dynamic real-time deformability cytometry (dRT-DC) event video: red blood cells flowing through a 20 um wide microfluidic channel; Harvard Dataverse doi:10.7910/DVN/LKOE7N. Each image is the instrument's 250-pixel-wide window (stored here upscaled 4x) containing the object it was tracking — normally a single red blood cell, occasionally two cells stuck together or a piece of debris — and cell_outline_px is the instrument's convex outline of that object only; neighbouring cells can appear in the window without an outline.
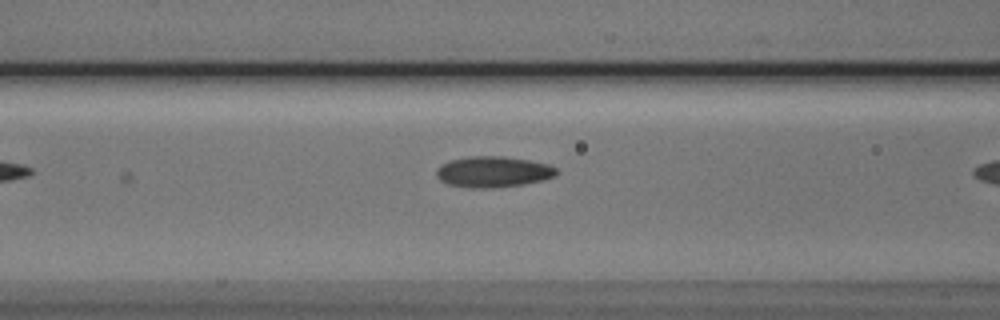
{"species": "Egyptian fruit bat (a non-hibernating species)", "species_latin": "Rousettus aegyptiacus", "temperature_condition": "cold", "stored_images_in_passage": 7, "camera_frame_rate_fps": 3000, "um_per_image_px": 0.085, "animal": {"sex": "male"}, "frame": {"image": 1, "passage_image": 6, "time_ms": 6.0, "image_size_px": [1000, 320], "cell_outline_px": [[560, 172], [556, 176], [544, 180], [524, 184], [492, 188], [472, 188], [448, 184], [440, 180], [436, 176], [436, 168], [440, 164], [448, 160], [468, 156], [504, 156], [528, 160], [548, 164], [556, 168]], "centroid_in_image_um": [41.91, 14.6], "position_along_channel_um": 124.7, "area_um2": 21.96}}